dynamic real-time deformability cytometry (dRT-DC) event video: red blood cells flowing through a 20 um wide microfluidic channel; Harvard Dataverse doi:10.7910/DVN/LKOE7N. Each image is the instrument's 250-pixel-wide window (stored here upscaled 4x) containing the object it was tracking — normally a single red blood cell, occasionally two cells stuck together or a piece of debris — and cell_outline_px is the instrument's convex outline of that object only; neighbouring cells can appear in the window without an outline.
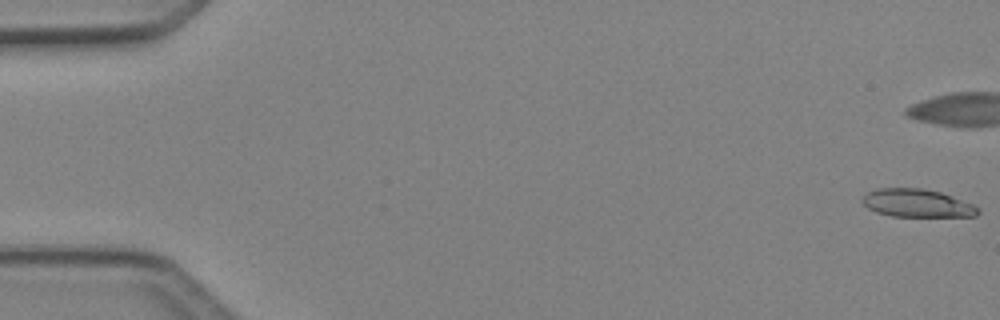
{"species": "Egyptian fruit bat (a non-hibernating species)", "species_latin": "Rousettus aegyptiacus", "temperature_condition": "cold", "stored_images_in_passage": 50, "camera_frame_rate_fps": 3000, "um_per_image_px": 0.085, "animal": {"sex": "female"}, "frame": {"image": 1, "passage_image": 1, "time_ms": 0.0, "image_size_px": [1000, 320], "cell_outline_px": [[980, 212], [976, 216], [892, 216], [876, 212], [868, 208], [860, 200], [868, 192], [876, 188], [924, 188], [940, 192], [952, 196], [972, 204], [980, 208]], "centroid_in_image_um": [77.94, 17.26], "position_along_channel_um": 7.1, "area_um2": 18.84}}
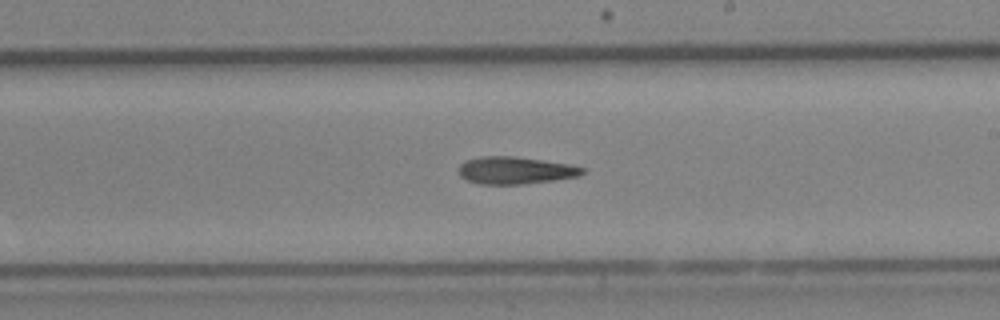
{"frame": {"image": 2, "passage_image": 29, "time_ms": 9.333, "image_size_px": [1000, 320], "cell_outline_px": [[584, 172], [580, 176], [552, 180], [520, 184], [480, 184], [468, 180], [460, 176], [460, 164], [464, 160], [480, 156], [512, 156], [572, 164], [584, 168]], "centroid_in_image_um": [43.8, 14.47], "position_along_channel_um": 245.2, "area_um2": 19.59}}
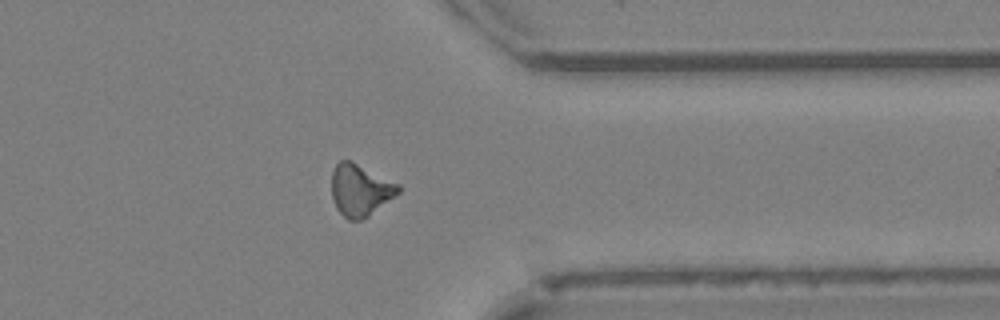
{"frame": {"image": 3, "passage_image": 39, "time_ms": 12.667, "image_size_px": [1000, 320], "cell_outline_px": [[400, 192], [368, 216], [360, 220], [348, 220], [336, 208], [332, 200], [332, 172], [336, 164], [340, 160], [352, 160], [400, 184]], "centroid_in_image_um": [30.61, 16.13], "position_along_channel_um": 380.8, "area_um2": 20.23}}